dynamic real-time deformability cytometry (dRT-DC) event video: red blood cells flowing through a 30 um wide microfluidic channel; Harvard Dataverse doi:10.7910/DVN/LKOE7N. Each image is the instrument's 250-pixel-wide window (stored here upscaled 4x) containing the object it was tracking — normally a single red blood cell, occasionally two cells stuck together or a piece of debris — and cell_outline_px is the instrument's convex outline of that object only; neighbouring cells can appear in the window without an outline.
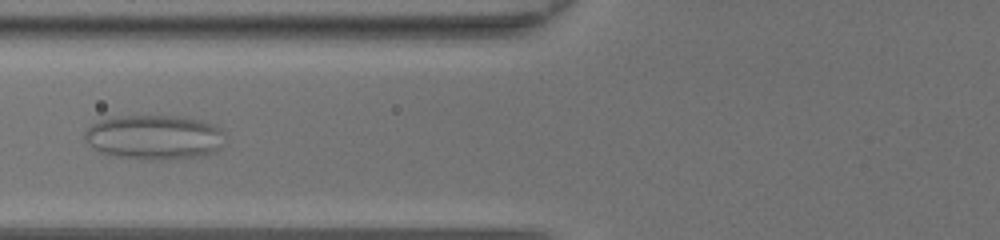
{"species": "common noctule bat (a hibernating species)", "species_latin": "Nyctalus noctula", "temperature_condition": "room temperature", "stored_images_in_passage": 36, "camera_frame_rate_fps": 3000, "um_per_image_px": 0.085, "animal": {"sex": "female", "body_mass_g": 20.0, "forearm_length_mm": 54.0}, "frame": {"image": 1, "passage_image": 12, "time_ms": 3.667, "image_size_px": [1000, 240], "cell_outline_px": [[220, 132], [212, 152], [204, 156], [168, 160], [140, 160], [116, 156], [100, 152], [84, 136], [88, 128], [92, 124], [100, 120], [116, 116], [188, 116], [204, 120], [216, 128]], "centroid_in_image_um": [13.03, 11.66], "position_along_channel_um": 112.8, "area_um2": 35.78}}
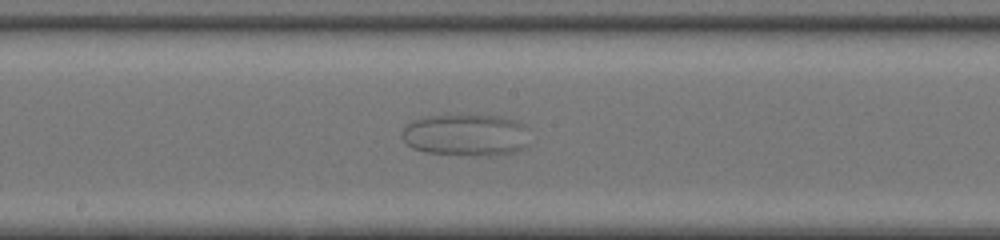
{"frame": {"image": 2, "passage_image": 19, "time_ms": 6.0, "image_size_px": [1000, 240], "cell_outline_px": [[524, 144], [520, 148], [512, 152], [496, 156], [476, 156], [428, 152], [412, 148], [404, 140], [404, 128], [408, 124], [416, 120], [428, 116], [444, 112], [460, 112], [504, 116], [516, 120], [524, 124]], "centroid_in_image_um": [39.57, 11.41], "position_along_channel_um": 208.6, "area_um2": 31.73}}
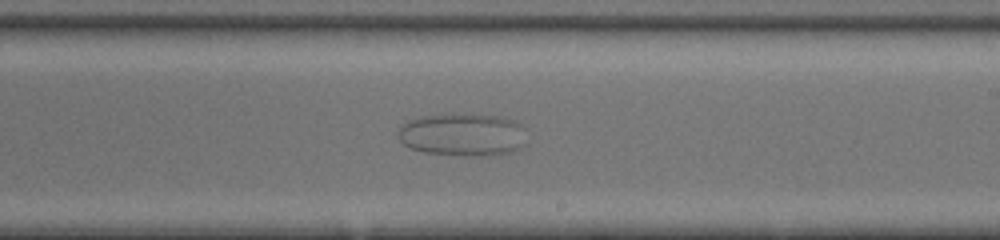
{"frame": {"image": 3, "passage_image": 22, "time_ms": 7.0, "image_size_px": [1000, 240], "cell_outline_px": [[516, 124], [512, 148], [508, 152], [484, 156], [464, 156], [424, 152], [412, 148], [404, 144], [400, 140], [400, 128], [404, 124], [420, 116], [444, 112], [464, 112], [500, 116], [512, 120]], "centroid_in_image_um": [39.06, 11.39], "position_along_channel_um": 249.9, "area_um2": 30.69}}